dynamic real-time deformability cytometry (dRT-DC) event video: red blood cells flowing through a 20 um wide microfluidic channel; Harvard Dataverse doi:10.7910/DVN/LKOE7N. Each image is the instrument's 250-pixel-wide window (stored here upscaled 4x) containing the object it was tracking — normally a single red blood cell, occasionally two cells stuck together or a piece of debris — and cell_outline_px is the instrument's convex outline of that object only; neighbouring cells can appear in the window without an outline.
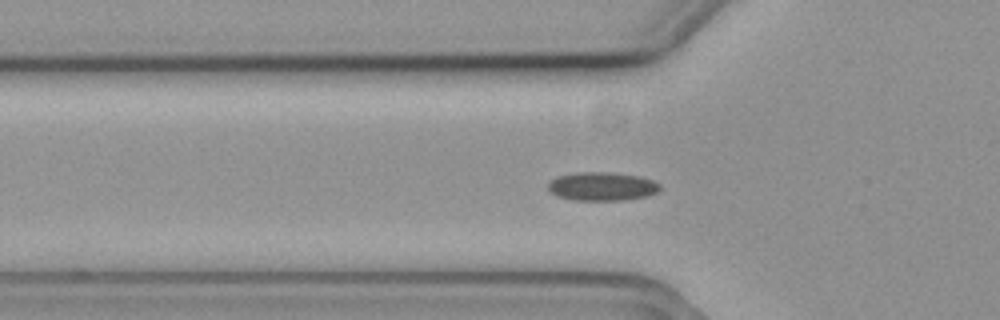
{"species": "common noctule bat (a hibernating species)", "species_latin": "Nyctalus noctula", "temperature_condition": "cold", "stored_images_in_passage": 58, "camera_frame_rate_fps": 3000, "um_per_image_px": 0.085, "animal": {"sex": "female", "body_mass_g": 19.3, "forearm_length_mm": 54.1}, "frame": {"image": 1, "passage_image": 19, "time_ms": 6.0, "image_size_px": [1000, 320], "cell_outline_px": [[660, 188], [656, 192], [648, 196], [624, 200], [572, 200], [556, 196], [548, 188], [548, 180], [556, 176], [576, 172], [608, 172], [636, 176], [652, 180], [660, 184]], "centroid_in_image_um": [51.12, 15.84], "position_along_channel_um": 74.7, "area_um2": 18.67}}
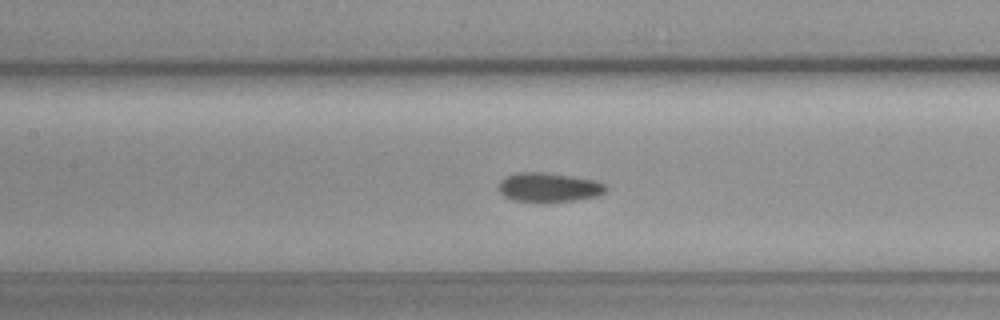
{"frame": {"image": 2, "passage_image": 26, "time_ms": 8.333, "image_size_px": [1000, 320], "cell_outline_px": [[608, 188], [604, 192], [596, 196], [576, 200], [552, 204], [536, 204], [512, 200], [504, 196], [500, 192], [500, 180], [504, 176], [516, 172], [544, 172], [572, 176], [596, 180], [608, 184]], "centroid_in_image_um": [46.65, 15.96], "position_along_channel_um": 160.8, "area_um2": 19.13}}
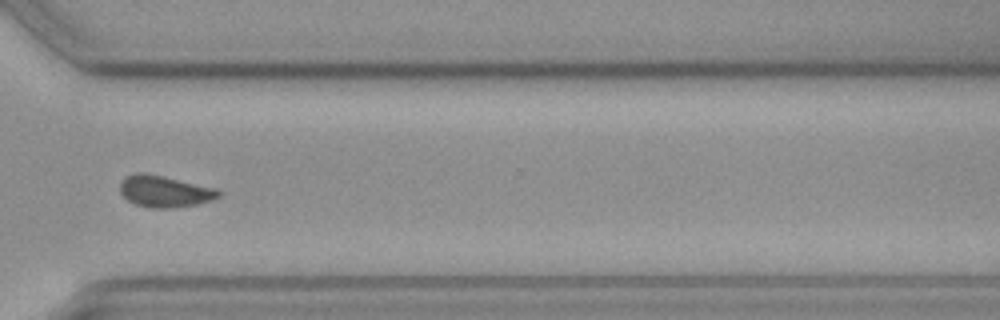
{"frame": {"image": 3, "passage_image": 42, "time_ms": 13.667, "image_size_px": [1000, 320], "cell_outline_px": [[224, 192], [220, 196], [212, 200], [196, 204], [172, 208], [148, 208], [136, 204], [128, 200], [120, 192], [120, 180], [124, 176], [136, 172], [144, 172], [216, 188]], "centroid_in_image_um": [13.98, 16.26], "position_along_channel_um": 356.6, "area_um2": 18.26}, "authors_computed_cell_mechanics": {"area_um2": 18.1781, "velocity_mm_per_s": 3.6763, "shape_relaxation_time_tau1_ms": null, "shape_relaxation_time_tau2_ms": 6.3287, "deformation_change_tau1": null, "deformation_change_tau2": 0.1038}}